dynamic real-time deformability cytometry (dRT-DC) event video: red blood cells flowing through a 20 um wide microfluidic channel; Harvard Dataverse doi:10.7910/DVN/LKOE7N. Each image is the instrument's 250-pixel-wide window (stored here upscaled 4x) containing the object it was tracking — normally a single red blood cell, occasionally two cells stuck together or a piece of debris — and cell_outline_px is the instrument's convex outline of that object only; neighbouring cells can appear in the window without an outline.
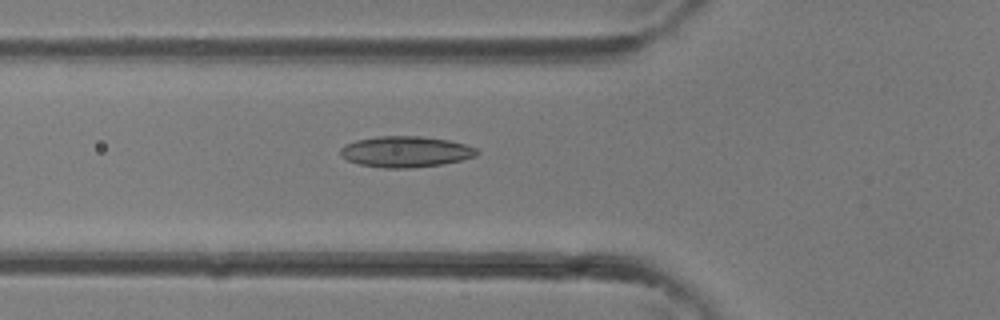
{"species": "common noctule bat (a hibernating species)", "species_latin": "Nyctalus noctula", "temperature_condition": "room temperature", "stored_images_in_passage": 19, "camera_frame_rate_fps": 3000, "um_per_image_px": 0.085, "animal": {"sex": "female"}, "frame": {"image": 1, "passage_image": 5, "time_ms": 1.333, "image_size_px": [1000, 320], "cell_outline_px": [[480, 152], [476, 156], [460, 160], [440, 164], [408, 168], [384, 168], [360, 164], [348, 160], [340, 156], [340, 148], [344, 144], [356, 140], [376, 136], [420, 136], [448, 140], [464, 144], [476, 148]], "centroid_in_image_um": [34.45, 12.88], "position_along_channel_um": 91.4, "area_um2": 24.57}}
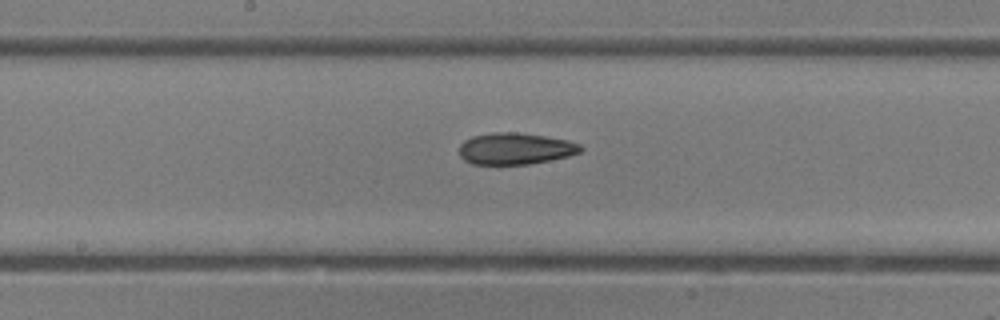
{"frame": {"image": 2, "passage_image": 11, "time_ms": 3.333, "image_size_px": [1000, 320], "cell_outline_px": [[584, 148], [580, 152], [568, 156], [528, 164], [472, 164], [464, 160], [460, 156], [460, 144], [464, 140], [472, 136], [492, 132], [516, 132], [544, 136], [568, 140], [580, 144]], "centroid_in_image_um": [43.79, 12.63], "position_along_channel_um": 204.4, "area_um2": 22.31}}
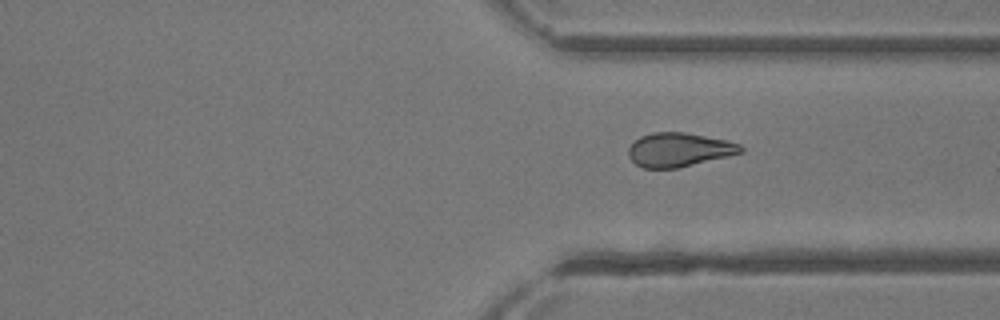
{"frame": {"image": 3, "passage_image": 19, "time_ms": 6.0, "image_size_px": [1000, 320], "cell_outline_px": [[744, 152], [728, 156], [676, 168], [644, 168], [636, 164], [628, 156], [628, 148], [640, 136], [652, 132], [684, 132], [728, 140], [740, 144], [744, 148]], "centroid_in_image_um": [57.72, 12.72], "position_along_channel_um": 353.7, "area_um2": 22.14}}